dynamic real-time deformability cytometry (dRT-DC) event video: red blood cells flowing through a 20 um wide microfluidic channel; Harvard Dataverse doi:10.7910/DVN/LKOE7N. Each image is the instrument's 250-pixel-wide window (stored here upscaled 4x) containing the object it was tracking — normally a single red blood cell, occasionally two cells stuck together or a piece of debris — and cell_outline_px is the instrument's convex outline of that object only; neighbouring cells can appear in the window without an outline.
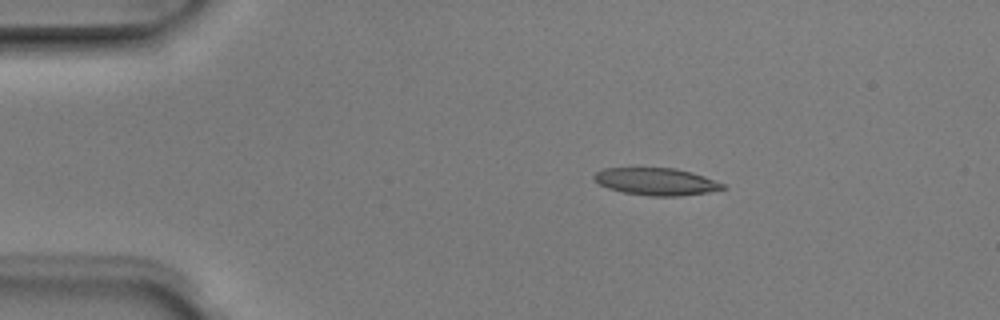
{"species": "Egyptian fruit bat (a non-hibernating species)", "species_latin": "Rousettus aegyptiacus", "temperature_condition": "room temperature", "stored_images_in_passage": 3, "camera_frame_rate_fps": 3000, "um_per_image_px": 0.085, "animal": {"sex": "male"}, "frame": {"image": 1, "passage_image": 2, "time_ms": 0.333, "image_size_px": [1000, 320], "cell_outline_px": [[724, 188], [708, 192], [680, 196], [648, 196], [624, 192], [608, 188], [600, 184], [592, 176], [596, 172], [604, 168], [676, 168], [692, 172], [704, 176], [724, 184]], "centroid_in_image_um": [55.77, 15.43], "position_along_channel_um": 29.2, "area_um2": 20.29}}